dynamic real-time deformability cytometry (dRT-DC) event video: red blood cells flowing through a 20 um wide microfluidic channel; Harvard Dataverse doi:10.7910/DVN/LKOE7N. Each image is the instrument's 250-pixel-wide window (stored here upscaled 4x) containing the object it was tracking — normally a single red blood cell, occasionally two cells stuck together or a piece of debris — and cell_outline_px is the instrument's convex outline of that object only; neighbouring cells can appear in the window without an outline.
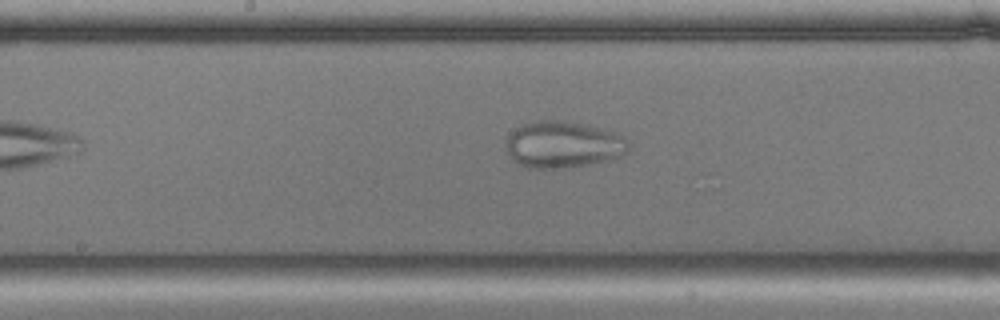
{"species": "common noctule bat (a hibernating species)", "species_latin": "Nyctalus noctula", "temperature_condition": "cold", "stored_images_in_passage": 40, "camera_frame_rate_fps": 3000, "um_per_image_px": 0.085, "animal": {"sex": "male", "body_mass_g": 17.9, "forearm_length_mm": 54.2}, "frame": {"image": 1, "passage_image": 18, "time_ms": 5.667, "image_size_px": [1000, 320], "cell_outline_px": [[632, 148], [628, 152], [620, 156], [604, 160], [584, 164], [560, 168], [528, 168], [516, 164], [508, 152], [508, 136], [520, 124], [532, 120], [560, 120], [588, 124], [616, 132], [624, 136], [628, 140]], "centroid_in_image_um": [47.9, 12.26], "position_along_channel_um": 200.3, "area_um2": 33.47}}
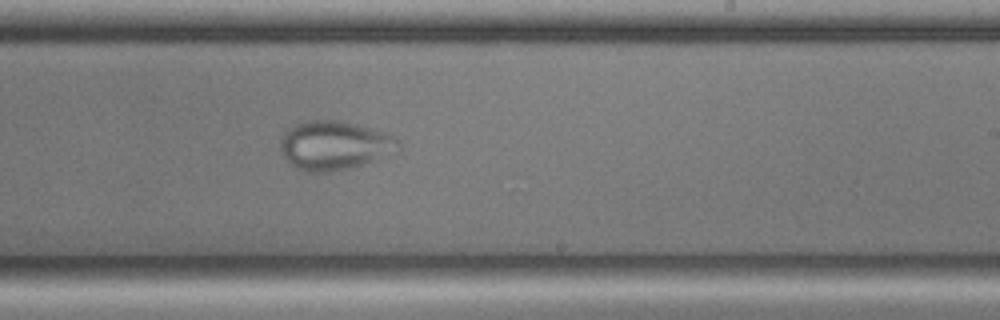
{"frame": {"image": 2, "passage_image": 23, "time_ms": 7.333, "image_size_px": [1000, 320], "cell_outline_px": [[400, 148], [360, 164], [348, 168], [324, 172], [304, 172], [296, 168], [280, 152], [280, 140], [284, 132], [296, 124], [312, 120], [336, 120], [356, 124], [392, 136], [400, 140]], "centroid_in_image_um": [28.34, 12.35], "position_along_channel_um": 260.7, "area_um2": 32.77}}
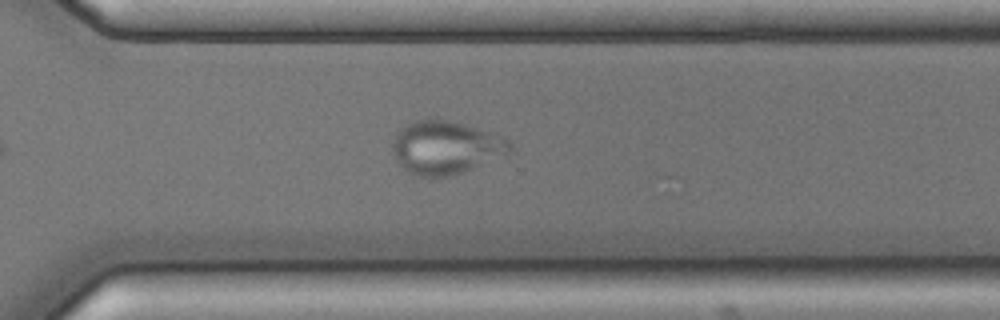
{"frame": {"image": 3, "passage_image": 29, "time_ms": 9.333, "image_size_px": [1000, 320], "cell_outline_px": [[512, 152], [508, 156], [464, 172], [448, 176], [412, 176], [396, 160], [392, 148], [392, 144], [396, 132], [400, 128], [416, 120], [448, 120], [492, 132], [504, 136], [512, 144]], "centroid_in_image_um": [37.95, 12.56], "position_along_channel_um": 332.7, "area_um2": 36.76}}